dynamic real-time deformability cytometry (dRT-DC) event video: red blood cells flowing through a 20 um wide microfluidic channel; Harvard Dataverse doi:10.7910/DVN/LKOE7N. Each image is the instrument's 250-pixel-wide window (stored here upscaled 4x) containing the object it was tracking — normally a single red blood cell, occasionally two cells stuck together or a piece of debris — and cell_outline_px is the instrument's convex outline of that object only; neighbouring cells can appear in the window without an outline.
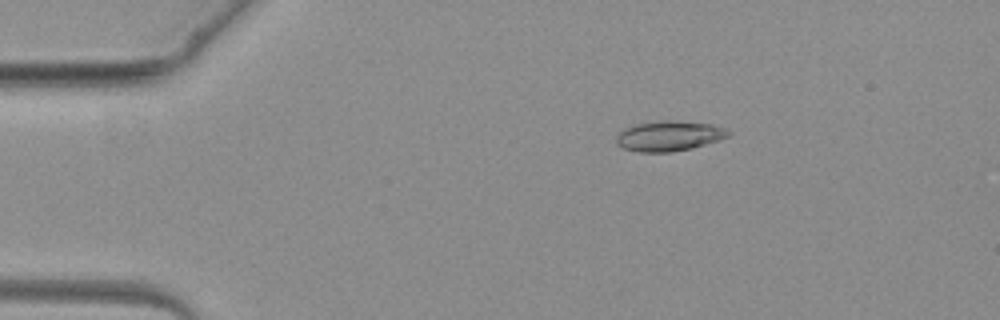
{"species": "common noctule bat (a hibernating species)", "species_latin": "Nyctalus noctula", "temperature_condition": "warm", "stored_images_in_passage": 4, "camera_frame_rate_fps": 3000, "um_per_image_px": 0.085, "animal": {"sex": "female", "body_mass_g": 19.3, "forearm_length_mm": 54.1}, "frame": {"image": 1, "passage_image": 3, "time_ms": 2.333, "image_size_px": [1000, 320], "cell_outline_px": [[732, 132], [728, 136], [692, 148], [672, 152], [640, 152], [624, 148], [616, 144], [616, 136], [624, 128], [636, 124], [660, 120], [668, 120], [712, 124], [724, 128]], "centroid_in_image_um": [56.84, 11.55], "position_along_channel_um": 28.2, "area_um2": 19.54}}
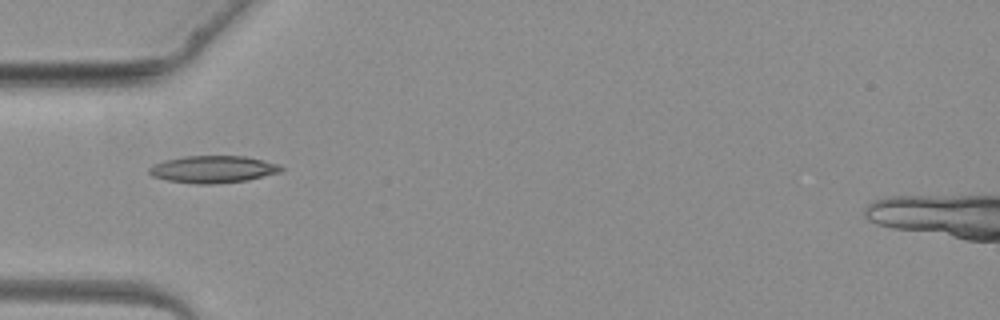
{"frame": {"image": 2, "passage_image": 4, "time_ms": 4.333, "image_size_px": [1000, 320], "cell_outline_px": [[284, 168], [280, 172], [248, 180], [212, 184], [196, 184], [168, 180], [152, 176], [148, 172], [148, 168], [152, 164], [164, 160], [184, 156], [244, 156], [280, 164]], "centroid_in_image_um": [18.09, 14.38], "position_along_channel_um": 66.9, "area_um2": 20.92}}